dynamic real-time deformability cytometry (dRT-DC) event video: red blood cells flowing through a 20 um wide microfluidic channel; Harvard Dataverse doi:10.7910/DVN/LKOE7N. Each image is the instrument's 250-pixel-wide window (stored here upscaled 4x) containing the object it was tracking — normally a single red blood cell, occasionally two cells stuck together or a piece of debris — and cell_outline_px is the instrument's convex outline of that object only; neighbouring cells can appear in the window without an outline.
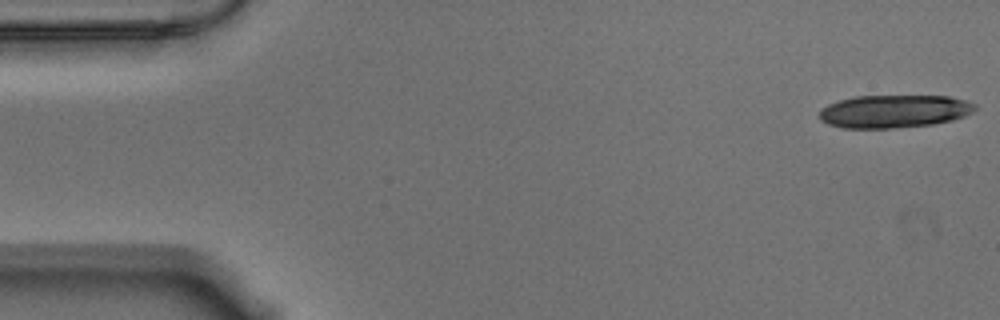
{"species": "Egyptian fruit bat (a non-hibernating species)", "species_latin": "Rousettus aegyptiacus", "temperature_condition": "warm", "stored_images_in_passage": 18, "camera_frame_rate_fps": 3000, "um_per_image_px": 0.085, "animal": {"sex": "male"}, "frame": {"image": 1, "passage_image": 1, "time_ms": 0.0, "image_size_px": [1000, 320], "cell_outline_px": [[976, 108], [972, 112], [964, 116], [952, 120], [932, 124], [892, 128], [844, 128], [828, 124], [820, 120], [820, 108], [828, 104], [852, 96], [948, 96], [964, 100], [976, 104]], "centroid_in_image_um": [75.97, 9.46], "position_along_channel_um": 9.0, "area_um2": 29.82}}
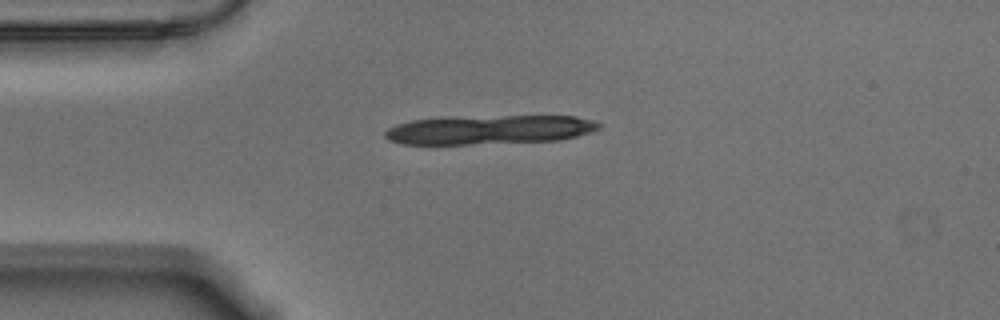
{"frame": {"image": 2, "passage_image": 13, "time_ms": 4.0, "image_size_px": [1000, 320], "cell_outline_px": [[600, 128], [592, 132], [560, 140], [468, 144], [400, 144], [388, 140], [384, 136], [384, 132], [388, 128], [396, 124], [412, 120], [444, 116], [576, 116], [592, 120], [600, 124]], "centroid_in_image_um": [41.54, 11.01], "position_along_channel_um": 43.5, "area_um2": 36.65}}